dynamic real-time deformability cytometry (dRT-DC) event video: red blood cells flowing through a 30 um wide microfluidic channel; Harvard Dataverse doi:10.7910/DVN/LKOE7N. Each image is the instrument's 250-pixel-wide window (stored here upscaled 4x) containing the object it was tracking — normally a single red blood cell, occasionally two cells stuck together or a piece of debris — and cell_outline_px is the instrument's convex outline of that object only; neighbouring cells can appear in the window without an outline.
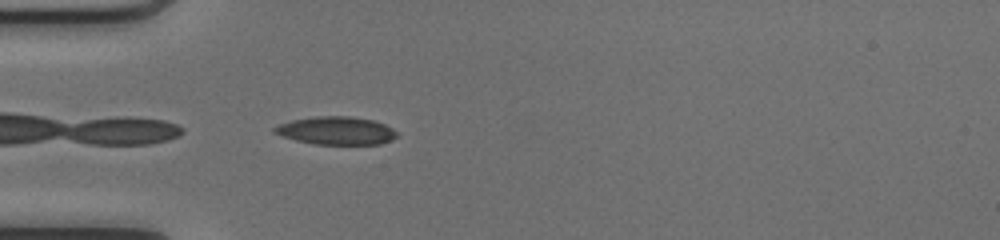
{"species": "common noctule bat (a hibernating species)", "species_latin": "Nyctalus noctula", "temperature_condition": "cold", "stored_images_in_passage": 34, "camera_frame_rate_fps": 3000, "um_per_image_px": 0.085, "animal": {"sex": "female", "body_mass_g": 17.0, "forearm_length_mm": 48.0}, "frame": {"image": 1, "passage_image": 1, "time_ms": 0.0, "image_size_px": [1000, 240], "cell_outline_px": [[396, 136], [392, 140], [380, 144], [312, 144], [296, 140], [272, 132], [272, 128], [280, 124], [292, 120], [316, 116], [348, 116], [372, 120], [384, 124], [392, 128], [396, 132]], "centroid_in_image_um": [28.57, 11.11], "position_along_channel_um": 56.4, "area_um2": 19.83}}
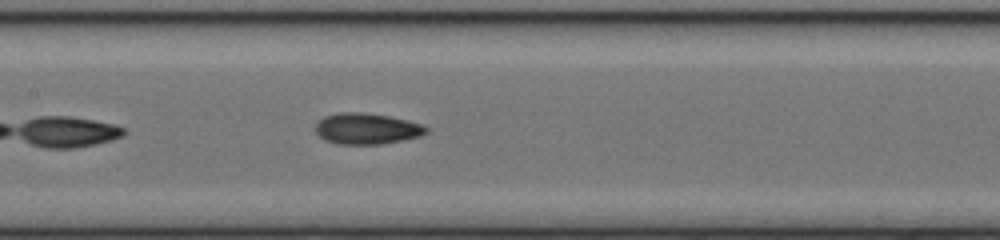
{"frame": {"image": 2, "passage_image": 10, "time_ms": 3.0, "image_size_px": [1000, 240], "cell_outline_px": [[428, 132], [420, 136], [380, 144], [336, 144], [324, 140], [316, 132], [316, 124], [324, 116], [340, 112], [360, 112], [388, 116], [408, 120], [420, 124], [428, 128]], "centroid_in_image_um": [31.15, 10.94], "position_along_channel_um": 176.2, "area_um2": 19.88}}
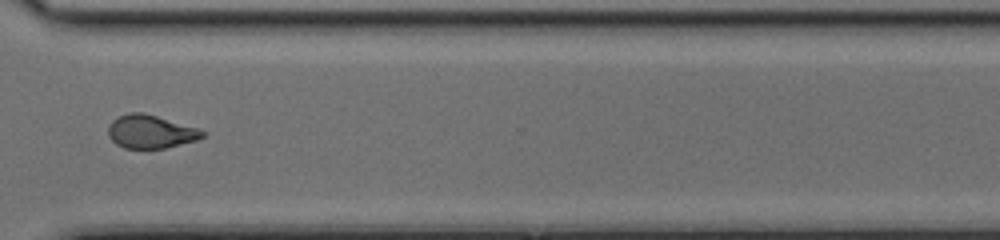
{"frame": {"image": 3, "passage_image": 23, "time_ms": 7.333, "image_size_px": [1000, 240], "cell_outline_px": [[208, 136], [196, 140], [164, 148], [124, 148], [116, 144], [108, 136], [108, 124], [112, 120], [128, 112], [140, 112], [156, 116], [196, 128], [208, 132]], "centroid_in_image_um": [12.8, 11.19], "position_along_channel_um": 357.8, "area_um2": 18.21}, "authors_computed_cell_mechanics": {"area_um2": 19.7387, "velocity_mm_per_s": 4.2034, "shape_relaxation_time_tau1_ms": 6.4821, "shape_relaxation_time_tau2_ms": 2.7467, "deformation_change_tau1": 0.1888, "deformation_change_tau2": 0.0943}}